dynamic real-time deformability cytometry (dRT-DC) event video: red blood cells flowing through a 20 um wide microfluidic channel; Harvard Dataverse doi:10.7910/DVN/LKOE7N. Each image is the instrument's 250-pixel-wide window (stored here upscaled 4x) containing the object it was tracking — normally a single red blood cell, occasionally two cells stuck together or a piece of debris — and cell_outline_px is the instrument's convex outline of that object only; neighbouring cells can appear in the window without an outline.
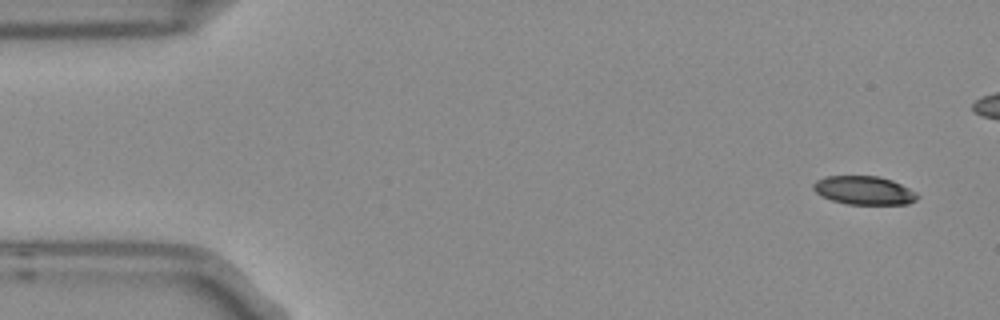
{"species": "Egyptian fruit bat (a non-hibernating species)", "species_latin": "Rousettus aegyptiacus", "temperature_condition": "room temperature", "stored_images_in_passage": 6, "camera_frame_rate_fps": 3000, "um_per_image_px": 0.085, "frame": {"image": 1, "passage_image": 1, "time_ms": 0.0, "image_size_px": [1000, 320], "cell_outline_px": [[920, 196], [916, 200], [908, 204], [848, 204], [832, 200], [820, 196], [812, 188], [812, 184], [816, 180], [824, 176], [880, 176], [892, 180], [916, 192]], "centroid_in_image_um": [73.42, 16.18], "position_along_channel_um": 11.6, "area_um2": 17.4}}